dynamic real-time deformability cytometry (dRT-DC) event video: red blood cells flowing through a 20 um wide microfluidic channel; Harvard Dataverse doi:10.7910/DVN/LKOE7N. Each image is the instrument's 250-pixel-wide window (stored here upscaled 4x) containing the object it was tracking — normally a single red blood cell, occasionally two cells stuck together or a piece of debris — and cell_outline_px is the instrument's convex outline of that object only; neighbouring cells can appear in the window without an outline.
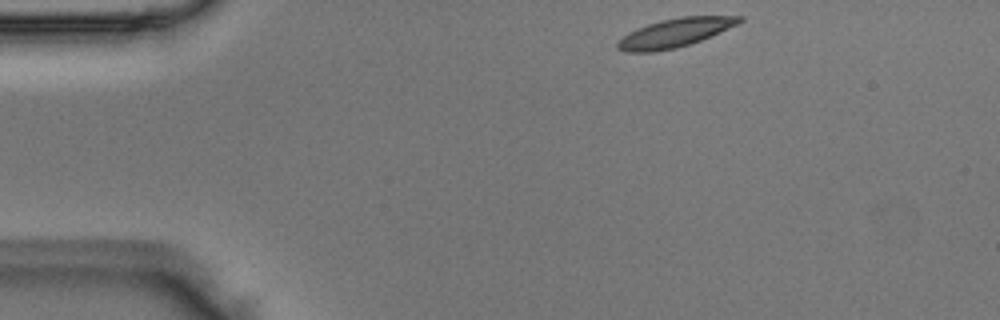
{"species": "Egyptian fruit bat (a non-hibernating species)", "species_latin": "Rousettus aegyptiacus", "temperature_condition": "room temperature", "stored_images_in_passage": 44, "camera_frame_rate_fps": 3000, "um_per_image_px": 0.085, "animal": {"sex": "male"}, "frame": {"image": 1, "passage_image": 1, "time_ms": 0.0, "image_size_px": [1000, 320], "cell_outline_px": [[744, 20], [736, 24], [700, 40], [676, 48], [652, 52], [624, 52], [616, 48], [616, 44], [628, 32], [648, 24], [660, 20], [680, 16], [744, 16]], "centroid_in_image_um": [57.32, 2.78], "position_along_channel_um": 27.7, "area_um2": 20.06}}
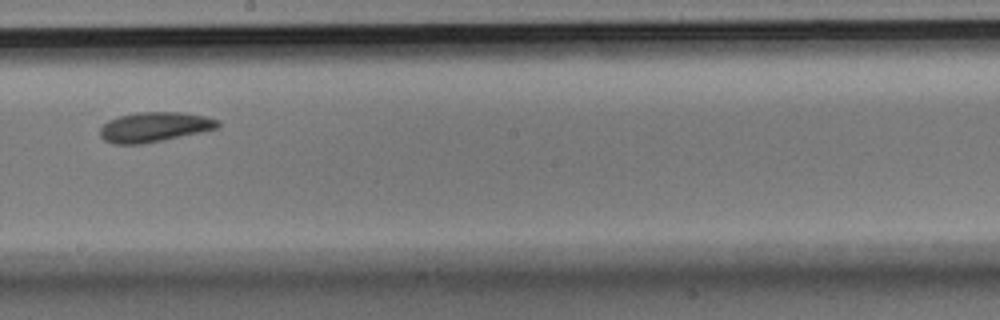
{"frame": {"image": 2, "passage_image": 22, "time_ms": 7.0, "image_size_px": [1000, 320], "cell_outline_px": [[220, 128], [164, 140], [140, 144], [112, 144], [104, 140], [100, 136], [100, 128], [108, 120], [120, 116], [136, 112], [184, 112], [204, 116], [220, 120]], "centroid_in_image_um": [13.14, 10.79], "position_along_channel_um": 235.1, "area_um2": 20.63}}
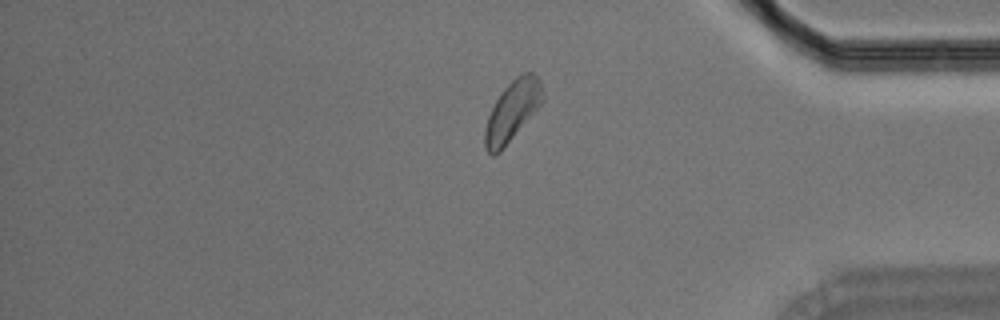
{"frame": {"image": 3, "passage_image": 36, "time_ms": 11.667, "image_size_px": [1000, 320], "cell_outline_px": [[544, 100], [500, 152], [492, 156], [484, 148], [484, 128], [488, 116], [496, 100], [504, 88], [516, 76], [524, 72], [532, 72], [536, 76], [540, 84], [544, 96]], "centroid_in_image_um": [43.52, 9.44], "position_along_channel_um": 391.7, "area_um2": 19.94}}